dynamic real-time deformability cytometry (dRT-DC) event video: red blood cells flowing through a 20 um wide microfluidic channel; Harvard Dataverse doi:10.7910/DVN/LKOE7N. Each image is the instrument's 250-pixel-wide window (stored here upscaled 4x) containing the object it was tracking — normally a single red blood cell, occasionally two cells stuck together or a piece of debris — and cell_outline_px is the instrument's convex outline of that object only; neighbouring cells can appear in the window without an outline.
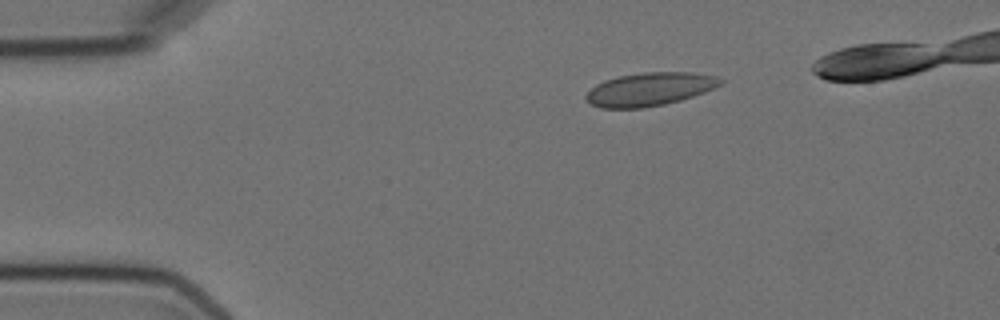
{"species": "Egyptian fruit bat (a non-hibernating species)", "species_latin": "Rousettus aegyptiacus", "temperature_condition": "cold", "stored_images_in_passage": 5, "segment_of_instrument_passage": [1, 2], "camera_frame_rate_fps": 3000, "um_per_image_px": 0.085, "animal": {"sex": "female"}, "frame": {"image": 1, "passage_image": 1, "time_ms": 0.0, "image_size_px": [1000, 320], "cell_outline_px": [[724, 84], [704, 92], [680, 100], [664, 104], [644, 108], [600, 108], [592, 104], [584, 96], [596, 84], [604, 80], [616, 76], [644, 72], [692, 72], [716, 76], [724, 80]], "centroid_in_image_um": [55.24, 7.57], "position_along_channel_um": 29.8, "area_um2": 26.13}}
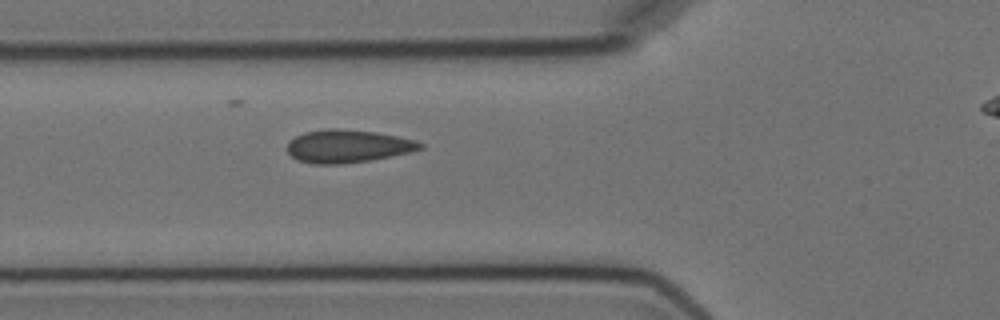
{"frame": {"image": 2, "passage_image": 4, "time_ms": 3.333, "image_size_px": [1000, 320], "cell_outline_px": [[424, 148], [408, 152], [372, 160], [340, 164], [312, 164], [296, 160], [288, 152], [288, 140], [304, 132], [328, 128], [336, 128], [376, 132], [416, 140], [424, 144]], "centroid_in_image_um": [29.53, 12.42], "position_along_channel_um": 96.3, "area_um2": 25.55}}